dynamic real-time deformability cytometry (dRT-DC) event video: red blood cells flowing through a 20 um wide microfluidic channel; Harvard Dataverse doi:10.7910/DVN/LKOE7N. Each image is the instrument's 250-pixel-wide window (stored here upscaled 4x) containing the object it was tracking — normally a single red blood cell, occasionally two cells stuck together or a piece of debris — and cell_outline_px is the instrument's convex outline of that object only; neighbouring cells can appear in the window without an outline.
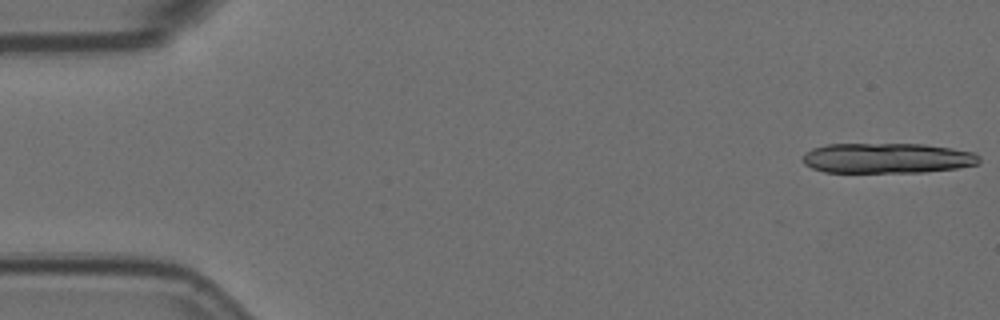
{"species": "Egyptian fruit bat (a non-hibernating species)", "species_latin": "Rousettus aegyptiacus", "temperature_condition": "room temperature", "stored_images_in_passage": 16, "camera_frame_rate_fps": 3000, "um_per_image_px": 0.085, "animal": {"sex": "female"}, "frame": {"image": 1, "passage_image": 1, "time_ms": 0.0, "image_size_px": [1000, 320], "cell_outline_px": [[980, 160], [976, 164], [956, 168], [924, 172], [824, 172], [812, 168], [804, 164], [804, 152], [812, 148], [828, 144], [924, 144], [952, 148], [976, 152], [980, 156]], "centroid_in_image_um": [75.42, 13.44], "position_along_channel_um": 9.6, "area_um2": 31.15}}
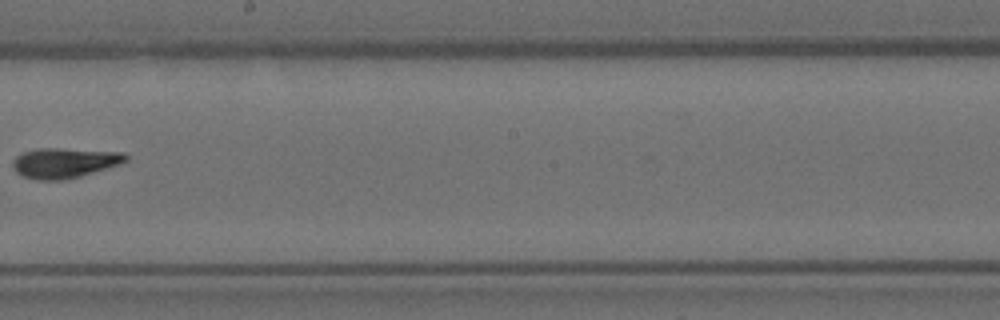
{"frame": {"image": 2, "passage_image": 9, "time_ms": 2.667, "image_size_px": [1000, 320], "cell_outline_px": [[128, 160], [120, 164], [80, 176], [64, 180], [40, 180], [24, 176], [16, 172], [12, 168], [12, 160], [16, 156], [24, 152], [40, 148], [56, 148], [124, 152], [128, 156]], "centroid_in_image_um": [5.48, 13.84], "position_along_channel_um": 242.7, "area_um2": 19.77}}
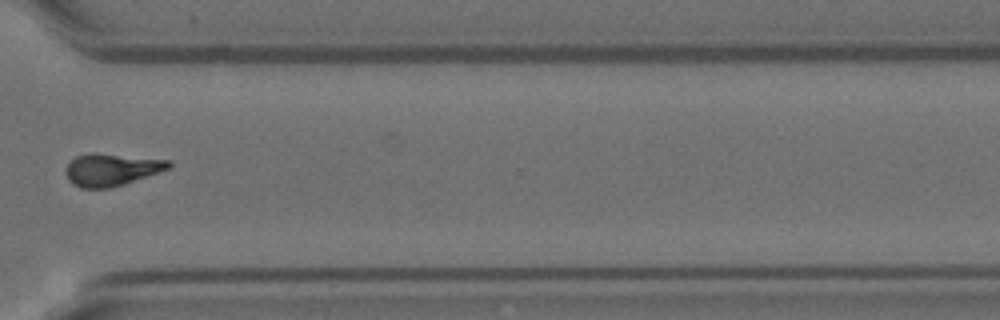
{"frame": {"image": 3, "passage_image": 12, "time_ms": 3.667, "image_size_px": [1000, 320], "cell_outline_px": [[172, 168], [124, 184], [108, 188], [80, 188], [72, 184], [68, 180], [64, 172], [68, 164], [76, 156], [92, 152], [96, 152], [172, 160]], "centroid_in_image_um": [9.49, 14.41], "position_along_channel_um": 361.1, "area_um2": 19.71}}